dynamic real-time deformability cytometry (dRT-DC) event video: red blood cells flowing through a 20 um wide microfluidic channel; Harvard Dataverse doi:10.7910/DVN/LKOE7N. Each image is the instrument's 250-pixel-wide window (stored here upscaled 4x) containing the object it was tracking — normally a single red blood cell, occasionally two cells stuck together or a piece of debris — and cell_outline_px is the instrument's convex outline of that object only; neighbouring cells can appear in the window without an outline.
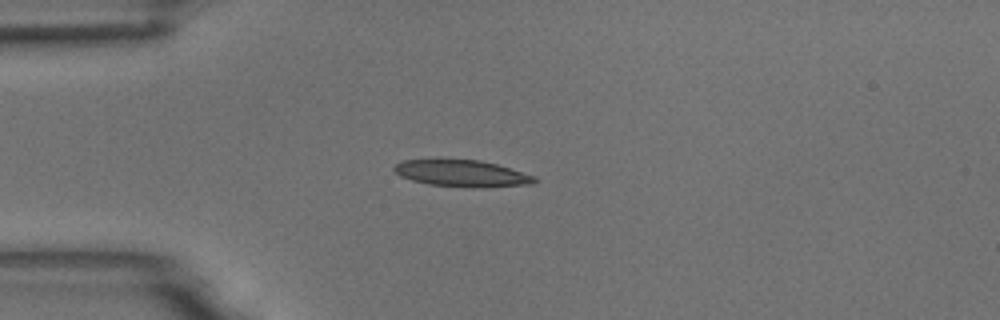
{"species": "common noctule bat (a hibernating species)", "species_latin": "Nyctalus noctula", "temperature_condition": "room temperature", "stored_images_in_passage": 6, "camera_frame_rate_fps": 3000, "um_per_image_px": 0.085, "animal": {"sex": "male", "body_mass_g": 18.8}, "frame": {"image": 1, "passage_image": 2, "time_ms": 0.333, "image_size_px": [1000, 320], "cell_outline_px": [[536, 180], [532, 184], [480, 188], [472, 188], [428, 184], [412, 180], [400, 176], [392, 168], [400, 160], [440, 156], [480, 160], [496, 164], [536, 176]], "centroid_in_image_um": [39.17, 14.69], "position_along_channel_um": 45.8, "area_um2": 22.89}}